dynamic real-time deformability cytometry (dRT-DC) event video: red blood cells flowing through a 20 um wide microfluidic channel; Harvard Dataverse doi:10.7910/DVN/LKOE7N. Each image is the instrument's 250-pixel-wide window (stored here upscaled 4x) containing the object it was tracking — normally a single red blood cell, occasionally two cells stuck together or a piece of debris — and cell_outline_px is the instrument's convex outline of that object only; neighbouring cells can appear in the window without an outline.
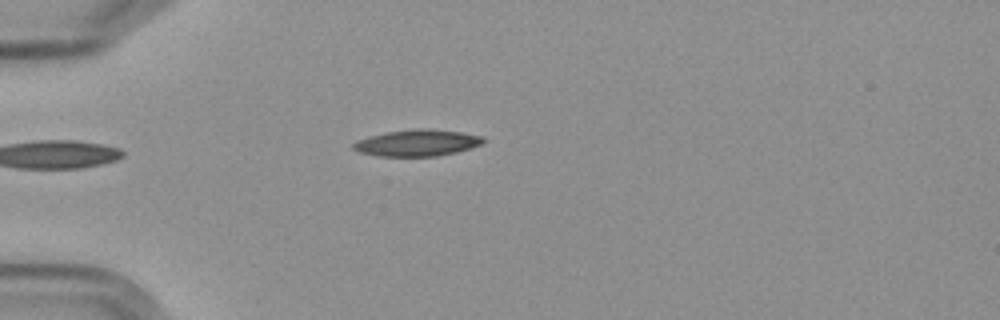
{"species": "Egyptian fruit bat (a non-hibernating species)", "species_latin": "Rousettus aegyptiacus", "temperature_condition": "cold", "stored_images_in_passage": 3, "camera_frame_rate_fps": 3000, "um_per_image_px": 0.085, "frame": {"image": 1, "passage_image": 1, "time_ms": 0.0, "image_size_px": [1000, 320], "cell_outline_px": [[484, 140], [480, 144], [456, 152], [436, 156], [380, 156], [360, 152], [352, 148], [352, 144], [356, 140], [368, 136], [388, 132], [416, 128], [424, 128], [460, 132], [484, 136]], "centroid_in_image_um": [35.42, 12.14], "position_along_channel_um": 49.6, "area_um2": 19.88}}
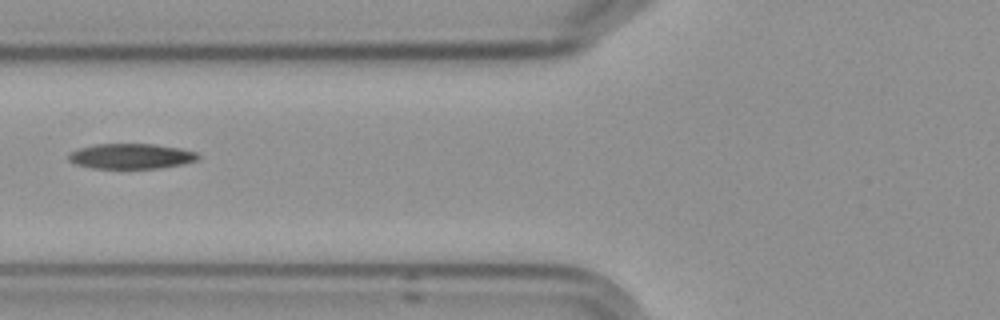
{"frame": {"image": 2, "passage_image": 3, "time_ms": 2.333, "image_size_px": [1000, 320], "cell_outline_px": [[200, 156], [196, 160], [184, 164], [160, 168], [92, 168], [76, 164], [68, 160], [68, 152], [76, 148], [92, 144], [156, 144], [180, 148], [196, 152]], "centroid_in_image_um": [11.1, 13.27], "position_along_channel_um": 114.7, "area_um2": 19.25}}